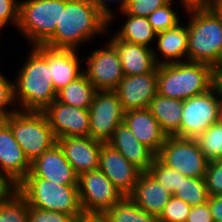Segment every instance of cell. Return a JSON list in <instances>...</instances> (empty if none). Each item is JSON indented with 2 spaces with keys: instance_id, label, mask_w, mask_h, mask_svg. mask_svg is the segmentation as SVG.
<instances>
[{
  "instance_id": "obj_17",
  "label": "cell",
  "mask_w": 222,
  "mask_h": 222,
  "mask_svg": "<svg viewBox=\"0 0 222 222\" xmlns=\"http://www.w3.org/2000/svg\"><path fill=\"white\" fill-rule=\"evenodd\" d=\"M114 92L125 111L148 108L157 94V69L149 74L124 75Z\"/></svg>"
},
{
  "instance_id": "obj_48",
  "label": "cell",
  "mask_w": 222,
  "mask_h": 222,
  "mask_svg": "<svg viewBox=\"0 0 222 222\" xmlns=\"http://www.w3.org/2000/svg\"><path fill=\"white\" fill-rule=\"evenodd\" d=\"M218 13L222 16V0H217L214 7Z\"/></svg>"
},
{
  "instance_id": "obj_49",
  "label": "cell",
  "mask_w": 222,
  "mask_h": 222,
  "mask_svg": "<svg viewBox=\"0 0 222 222\" xmlns=\"http://www.w3.org/2000/svg\"><path fill=\"white\" fill-rule=\"evenodd\" d=\"M219 121L222 123V102H221V113H220V120Z\"/></svg>"
},
{
  "instance_id": "obj_42",
  "label": "cell",
  "mask_w": 222,
  "mask_h": 222,
  "mask_svg": "<svg viewBox=\"0 0 222 222\" xmlns=\"http://www.w3.org/2000/svg\"><path fill=\"white\" fill-rule=\"evenodd\" d=\"M180 4L189 9H202V8H214L217 0H179Z\"/></svg>"
},
{
  "instance_id": "obj_7",
  "label": "cell",
  "mask_w": 222,
  "mask_h": 222,
  "mask_svg": "<svg viewBox=\"0 0 222 222\" xmlns=\"http://www.w3.org/2000/svg\"><path fill=\"white\" fill-rule=\"evenodd\" d=\"M67 0H20L17 29L30 47L43 45L60 22L61 7Z\"/></svg>"
},
{
  "instance_id": "obj_45",
  "label": "cell",
  "mask_w": 222,
  "mask_h": 222,
  "mask_svg": "<svg viewBox=\"0 0 222 222\" xmlns=\"http://www.w3.org/2000/svg\"><path fill=\"white\" fill-rule=\"evenodd\" d=\"M10 189L9 185L0 177V198Z\"/></svg>"
},
{
  "instance_id": "obj_1",
  "label": "cell",
  "mask_w": 222,
  "mask_h": 222,
  "mask_svg": "<svg viewBox=\"0 0 222 222\" xmlns=\"http://www.w3.org/2000/svg\"><path fill=\"white\" fill-rule=\"evenodd\" d=\"M109 16L94 0H67L61 7L60 22L43 44L53 49L78 50L80 45L109 30Z\"/></svg>"
},
{
  "instance_id": "obj_24",
  "label": "cell",
  "mask_w": 222,
  "mask_h": 222,
  "mask_svg": "<svg viewBox=\"0 0 222 222\" xmlns=\"http://www.w3.org/2000/svg\"><path fill=\"white\" fill-rule=\"evenodd\" d=\"M76 50L53 49L47 47V62L50 66L53 87L56 92L80 77L84 68ZM82 69V70H81Z\"/></svg>"
},
{
  "instance_id": "obj_30",
  "label": "cell",
  "mask_w": 222,
  "mask_h": 222,
  "mask_svg": "<svg viewBox=\"0 0 222 222\" xmlns=\"http://www.w3.org/2000/svg\"><path fill=\"white\" fill-rule=\"evenodd\" d=\"M173 195L190 206L207 203L209 194L205 178L186 177L181 174V184Z\"/></svg>"
},
{
  "instance_id": "obj_6",
  "label": "cell",
  "mask_w": 222,
  "mask_h": 222,
  "mask_svg": "<svg viewBox=\"0 0 222 222\" xmlns=\"http://www.w3.org/2000/svg\"><path fill=\"white\" fill-rule=\"evenodd\" d=\"M3 120L9 125L14 138L30 162L57 143L43 112L18 110Z\"/></svg>"
},
{
  "instance_id": "obj_15",
  "label": "cell",
  "mask_w": 222,
  "mask_h": 222,
  "mask_svg": "<svg viewBox=\"0 0 222 222\" xmlns=\"http://www.w3.org/2000/svg\"><path fill=\"white\" fill-rule=\"evenodd\" d=\"M56 138L89 136V110L56 99L43 111Z\"/></svg>"
},
{
  "instance_id": "obj_28",
  "label": "cell",
  "mask_w": 222,
  "mask_h": 222,
  "mask_svg": "<svg viewBox=\"0 0 222 222\" xmlns=\"http://www.w3.org/2000/svg\"><path fill=\"white\" fill-rule=\"evenodd\" d=\"M100 218L103 222H158L155 216L139 208L129 196H125Z\"/></svg>"
},
{
  "instance_id": "obj_37",
  "label": "cell",
  "mask_w": 222,
  "mask_h": 222,
  "mask_svg": "<svg viewBox=\"0 0 222 222\" xmlns=\"http://www.w3.org/2000/svg\"><path fill=\"white\" fill-rule=\"evenodd\" d=\"M205 181L209 196L222 195V159L208 162Z\"/></svg>"
},
{
  "instance_id": "obj_41",
  "label": "cell",
  "mask_w": 222,
  "mask_h": 222,
  "mask_svg": "<svg viewBox=\"0 0 222 222\" xmlns=\"http://www.w3.org/2000/svg\"><path fill=\"white\" fill-rule=\"evenodd\" d=\"M209 208L214 222L222 221V195L209 196Z\"/></svg>"
},
{
  "instance_id": "obj_9",
  "label": "cell",
  "mask_w": 222,
  "mask_h": 222,
  "mask_svg": "<svg viewBox=\"0 0 222 222\" xmlns=\"http://www.w3.org/2000/svg\"><path fill=\"white\" fill-rule=\"evenodd\" d=\"M156 157L186 177L205 178L209 160L195 138L167 136Z\"/></svg>"
},
{
  "instance_id": "obj_22",
  "label": "cell",
  "mask_w": 222,
  "mask_h": 222,
  "mask_svg": "<svg viewBox=\"0 0 222 222\" xmlns=\"http://www.w3.org/2000/svg\"><path fill=\"white\" fill-rule=\"evenodd\" d=\"M182 23L157 33L156 41H154L157 48H153V55L158 65L187 61L188 27L186 23L184 25ZM156 49L163 60L158 58Z\"/></svg>"
},
{
  "instance_id": "obj_36",
  "label": "cell",
  "mask_w": 222,
  "mask_h": 222,
  "mask_svg": "<svg viewBox=\"0 0 222 222\" xmlns=\"http://www.w3.org/2000/svg\"><path fill=\"white\" fill-rule=\"evenodd\" d=\"M10 105L15 106V109L11 108L12 110H8L7 108ZM16 108L17 106L14 99V82L7 79V77L0 72V119H4L8 115L18 111Z\"/></svg>"
},
{
  "instance_id": "obj_2",
  "label": "cell",
  "mask_w": 222,
  "mask_h": 222,
  "mask_svg": "<svg viewBox=\"0 0 222 222\" xmlns=\"http://www.w3.org/2000/svg\"><path fill=\"white\" fill-rule=\"evenodd\" d=\"M31 49L13 81L14 99L19 111L43 112L56 99L57 92L47 62V47Z\"/></svg>"
},
{
  "instance_id": "obj_27",
  "label": "cell",
  "mask_w": 222,
  "mask_h": 222,
  "mask_svg": "<svg viewBox=\"0 0 222 222\" xmlns=\"http://www.w3.org/2000/svg\"><path fill=\"white\" fill-rule=\"evenodd\" d=\"M96 93L94 85L83 73L57 92L56 100L66 105L89 109Z\"/></svg>"
},
{
  "instance_id": "obj_35",
  "label": "cell",
  "mask_w": 222,
  "mask_h": 222,
  "mask_svg": "<svg viewBox=\"0 0 222 222\" xmlns=\"http://www.w3.org/2000/svg\"><path fill=\"white\" fill-rule=\"evenodd\" d=\"M171 0H126L122 9L130 15L148 17L156 9L163 7Z\"/></svg>"
},
{
  "instance_id": "obj_40",
  "label": "cell",
  "mask_w": 222,
  "mask_h": 222,
  "mask_svg": "<svg viewBox=\"0 0 222 222\" xmlns=\"http://www.w3.org/2000/svg\"><path fill=\"white\" fill-rule=\"evenodd\" d=\"M186 222H214L209 203L192 206Z\"/></svg>"
},
{
  "instance_id": "obj_31",
  "label": "cell",
  "mask_w": 222,
  "mask_h": 222,
  "mask_svg": "<svg viewBox=\"0 0 222 222\" xmlns=\"http://www.w3.org/2000/svg\"><path fill=\"white\" fill-rule=\"evenodd\" d=\"M195 140L199 149L209 161L222 159V123L220 121L212 124Z\"/></svg>"
},
{
  "instance_id": "obj_46",
  "label": "cell",
  "mask_w": 222,
  "mask_h": 222,
  "mask_svg": "<svg viewBox=\"0 0 222 222\" xmlns=\"http://www.w3.org/2000/svg\"><path fill=\"white\" fill-rule=\"evenodd\" d=\"M211 69H222V50L217 61L214 63Z\"/></svg>"
},
{
  "instance_id": "obj_44",
  "label": "cell",
  "mask_w": 222,
  "mask_h": 222,
  "mask_svg": "<svg viewBox=\"0 0 222 222\" xmlns=\"http://www.w3.org/2000/svg\"><path fill=\"white\" fill-rule=\"evenodd\" d=\"M96 4L109 16V24L115 21V13L112 12L113 9L110 8L109 2H120L119 8L121 9L126 0H94ZM114 19V20H113ZM113 20V21H112Z\"/></svg>"
},
{
  "instance_id": "obj_11",
  "label": "cell",
  "mask_w": 222,
  "mask_h": 222,
  "mask_svg": "<svg viewBox=\"0 0 222 222\" xmlns=\"http://www.w3.org/2000/svg\"><path fill=\"white\" fill-rule=\"evenodd\" d=\"M89 136L107 143L115 129L123 123L125 110L114 91H96L89 106Z\"/></svg>"
},
{
  "instance_id": "obj_16",
  "label": "cell",
  "mask_w": 222,
  "mask_h": 222,
  "mask_svg": "<svg viewBox=\"0 0 222 222\" xmlns=\"http://www.w3.org/2000/svg\"><path fill=\"white\" fill-rule=\"evenodd\" d=\"M26 178H43L62 185H78V175L56 143L31 162Z\"/></svg>"
},
{
  "instance_id": "obj_20",
  "label": "cell",
  "mask_w": 222,
  "mask_h": 222,
  "mask_svg": "<svg viewBox=\"0 0 222 222\" xmlns=\"http://www.w3.org/2000/svg\"><path fill=\"white\" fill-rule=\"evenodd\" d=\"M109 40L119 55L124 75L149 74L157 69L153 48L124 41L115 34Z\"/></svg>"
},
{
  "instance_id": "obj_29",
  "label": "cell",
  "mask_w": 222,
  "mask_h": 222,
  "mask_svg": "<svg viewBox=\"0 0 222 222\" xmlns=\"http://www.w3.org/2000/svg\"><path fill=\"white\" fill-rule=\"evenodd\" d=\"M29 204L16 189L10 188L0 198V222H28Z\"/></svg>"
},
{
  "instance_id": "obj_34",
  "label": "cell",
  "mask_w": 222,
  "mask_h": 222,
  "mask_svg": "<svg viewBox=\"0 0 222 222\" xmlns=\"http://www.w3.org/2000/svg\"><path fill=\"white\" fill-rule=\"evenodd\" d=\"M192 206L172 195L164 206L158 222H186Z\"/></svg>"
},
{
  "instance_id": "obj_5",
  "label": "cell",
  "mask_w": 222,
  "mask_h": 222,
  "mask_svg": "<svg viewBox=\"0 0 222 222\" xmlns=\"http://www.w3.org/2000/svg\"><path fill=\"white\" fill-rule=\"evenodd\" d=\"M16 189L33 208L70 214L78 222L86 218L79 200L78 185H62L43 178H25Z\"/></svg>"
},
{
  "instance_id": "obj_32",
  "label": "cell",
  "mask_w": 222,
  "mask_h": 222,
  "mask_svg": "<svg viewBox=\"0 0 222 222\" xmlns=\"http://www.w3.org/2000/svg\"><path fill=\"white\" fill-rule=\"evenodd\" d=\"M148 172L172 195L181 184V173L164 165L157 157Z\"/></svg>"
},
{
  "instance_id": "obj_25",
  "label": "cell",
  "mask_w": 222,
  "mask_h": 222,
  "mask_svg": "<svg viewBox=\"0 0 222 222\" xmlns=\"http://www.w3.org/2000/svg\"><path fill=\"white\" fill-rule=\"evenodd\" d=\"M148 109L167 136L180 137L183 100L172 99L157 93Z\"/></svg>"
},
{
  "instance_id": "obj_38",
  "label": "cell",
  "mask_w": 222,
  "mask_h": 222,
  "mask_svg": "<svg viewBox=\"0 0 222 222\" xmlns=\"http://www.w3.org/2000/svg\"><path fill=\"white\" fill-rule=\"evenodd\" d=\"M28 222H78L72 215L29 206Z\"/></svg>"
},
{
  "instance_id": "obj_33",
  "label": "cell",
  "mask_w": 222,
  "mask_h": 222,
  "mask_svg": "<svg viewBox=\"0 0 222 222\" xmlns=\"http://www.w3.org/2000/svg\"><path fill=\"white\" fill-rule=\"evenodd\" d=\"M173 0L161 8L156 9L147 18L152 28L157 32L176 27L180 23L177 11L173 9Z\"/></svg>"
},
{
  "instance_id": "obj_8",
  "label": "cell",
  "mask_w": 222,
  "mask_h": 222,
  "mask_svg": "<svg viewBox=\"0 0 222 222\" xmlns=\"http://www.w3.org/2000/svg\"><path fill=\"white\" fill-rule=\"evenodd\" d=\"M78 192L86 217H101L125 197L99 169L78 176Z\"/></svg>"
},
{
  "instance_id": "obj_13",
  "label": "cell",
  "mask_w": 222,
  "mask_h": 222,
  "mask_svg": "<svg viewBox=\"0 0 222 222\" xmlns=\"http://www.w3.org/2000/svg\"><path fill=\"white\" fill-rule=\"evenodd\" d=\"M28 160L19 143L14 138L9 125L0 119V177L16 188L30 172Z\"/></svg>"
},
{
  "instance_id": "obj_43",
  "label": "cell",
  "mask_w": 222,
  "mask_h": 222,
  "mask_svg": "<svg viewBox=\"0 0 222 222\" xmlns=\"http://www.w3.org/2000/svg\"><path fill=\"white\" fill-rule=\"evenodd\" d=\"M211 89L222 102V69H211Z\"/></svg>"
},
{
  "instance_id": "obj_14",
  "label": "cell",
  "mask_w": 222,
  "mask_h": 222,
  "mask_svg": "<svg viewBox=\"0 0 222 222\" xmlns=\"http://www.w3.org/2000/svg\"><path fill=\"white\" fill-rule=\"evenodd\" d=\"M101 170L124 196H129L142 173L109 143H102L99 155Z\"/></svg>"
},
{
  "instance_id": "obj_19",
  "label": "cell",
  "mask_w": 222,
  "mask_h": 222,
  "mask_svg": "<svg viewBox=\"0 0 222 222\" xmlns=\"http://www.w3.org/2000/svg\"><path fill=\"white\" fill-rule=\"evenodd\" d=\"M123 122L140 143L148 147L155 155L159 153L167 135L148 108L125 111Z\"/></svg>"
},
{
  "instance_id": "obj_18",
  "label": "cell",
  "mask_w": 222,
  "mask_h": 222,
  "mask_svg": "<svg viewBox=\"0 0 222 222\" xmlns=\"http://www.w3.org/2000/svg\"><path fill=\"white\" fill-rule=\"evenodd\" d=\"M103 142L90 136L57 138V144L63 150L75 173L95 171L99 168L100 147Z\"/></svg>"
},
{
  "instance_id": "obj_23",
  "label": "cell",
  "mask_w": 222,
  "mask_h": 222,
  "mask_svg": "<svg viewBox=\"0 0 222 222\" xmlns=\"http://www.w3.org/2000/svg\"><path fill=\"white\" fill-rule=\"evenodd\" d=\"M107 143L142 172L148 171L156 157L148 147L137 140L124 122L115 129Z\"/></svg>"
},
{
  "instance_id": "obj_12",
  "label": "cell",
  "mask_w": 222,
  "mask_h": 222,
  "mask_svg": "<svg viewBox=\"0 0 222 222\" xmlns=\"http://www.w3.org/2000/svg\"><path fill=\"white\" fill-rule=\"evenodd\" d=\"M105 48L94 49L85 59L83 70L96 91H114L124 78L122 64L115 47L108 41Z\"/></svg>"
},
{
  "instance_id": "obj_26",
  "label": "cell",
  "mask_w": 222,
  "mask_h": 222,
  "mask_svg": "<svg viewBox=\"0 0 222 222\" xmlns=\"http://www.w3.org/2000/svg\"><path fill=\"white\" fill-rule=\"evenodd\" d=\"M120 11L127 20L115 35L124 41L153 48L149 45L156 39L157 32L152 28L148 18L127 14L122 8Z\"/></svg>"
},
{
  "instance_id": "obj_3",
  "label": "cell",
  "mask_w": 222,
  "mask_h": 222,
  "mask_svg": "<svg viewBox=\"0 0 222 222\" xmlns=\"http://www.w3.org/2000/svg\"><path fill=\"white\" fill-rule=\"evenodd\" d=\"M211 65L200 62H176L157 67V93L186 100L211 89Z\"/></svg>"
},
{
  "instance_id": "obj_10",
  "label": "cell",
  "mask_w": 222,
  "mask_h": 222,
  "mask_svg": "<svg viewBox=\"0 0 222 222\" xmlns=\"http://www.w3.org/2000/svg\"><path fill=\"white\" fill-rule=\"evenodd\" d=\"M221 101L212 89L183 101L180 137L196 138L219 122Z\"/></svg>"
},
{
  "instance_id": "obj_4",
  "label": "cell",
  "mask_w": 222,
  "mask_h": 222,
  "mask_svg": "<svg viewBox=\"0 0 222 222\" xmlns=\"http://www.w3.org/2000/svg\"><path fill=\"white\" fill-rule=\"evenodd\" d=\"M185 12L190 15L187 23V61L213 66L222 50V16L215 8L189 9Z\"/></svg>"
},
{
  "instance_id": "obj_21",
  "label": "cell",
  "mask_w": 222,
  "mask_h": 222,
  "mask_svg": "<svg viewBox=\"0 0 222 222\" xmlns=\"http://www.w3.org/2000/svg\"><path fill=\"white\" fill-rule=\"evenodd\" d=\"M172 194L166 190L148 171L142 172L134 191L129 195L131 200L143 211L157 219L163 212Z\"/></svg>"
},
{
  "instance_id": "obj_39",
  "label": "cell",
  "mask_w": 222,
  "mask_h": 222,
  "mask_svg": "<svg viewBox=\"0 0 222 222\" xmlns=\"http://www.w3.org/2000/svg\"><path fill=\"white\" fill-rule=\"evenodd\" d=\"M19 1L20 0H0V27L3 29L9 23L14 27L19 22Z\"/></svg>"
},
{
  "instance_id": "obj_47",
  "label": "cell",
  "mask_w": 222,
  "mask_h": 222,
  "mask_svg": "<svg viewBox=\"0 0 222 222\" xmlns=\"http://www.w3.org/2000/svg\"><path fill=\"white\" fill-rule=\"evenodd\" d=\"M82 222H103L100 217H86Z\"/></svg>"
}]
</instances>
